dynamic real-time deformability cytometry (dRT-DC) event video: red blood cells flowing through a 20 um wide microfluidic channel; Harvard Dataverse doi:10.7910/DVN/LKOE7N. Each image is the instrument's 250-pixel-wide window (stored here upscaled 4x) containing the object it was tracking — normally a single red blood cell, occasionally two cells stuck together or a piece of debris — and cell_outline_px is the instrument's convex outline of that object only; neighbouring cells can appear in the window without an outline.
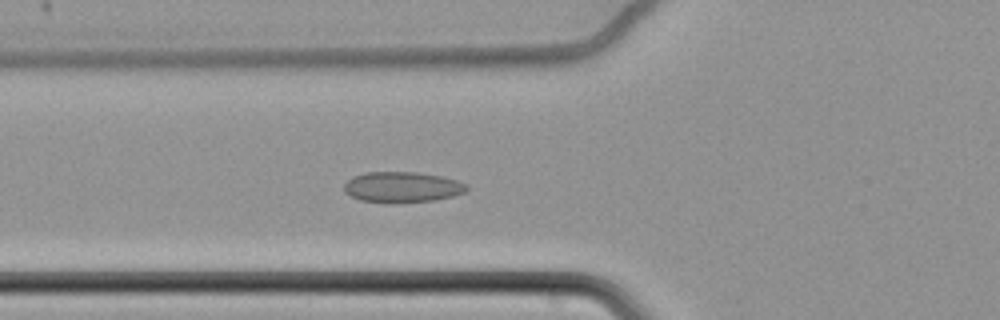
{"species": "common noctule bat (a hibernating species)", "species_latin": "Nyctalus noctula", "temperature_condition": "cold", "stored_images_in_passage": 8, "camera_frame_rate_fps": 3000, "um_per_image_px": 0.085, "animal": {"sex": "female", "body_mass_g": 22.7, "forearm_length_mm": 54.2}, "frame": {"image": 1, "passage_image": 8, "time_ms": 2.333, "image_size_px": [1000, 320], "cell_outline_px": [[468, 188], [464, 192], [452, 196], [436, 200], [392, 204], [384, 204], [360, 200], [344, 192], [344, 184], [352, 176], [364, 172], [416, 172], [444, 176], [468, 184]], "centroid_in_image_um": [34.17, 15.91], "position_along_channel_um": 91.6, "area_um2": 22.37}}